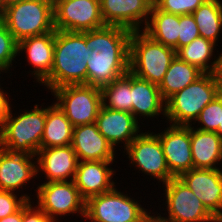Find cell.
Returning <instances> with one entry per match:
<instances>
[{"mask_svg":"<svg viewBox=\"0 0 222 222\" xmlns=\"http://www.w3.org/2000/svg\"><path fill=\"white\" fill-rule=\"evenodd\" d=\"M132 31L105 25L86 31V47L92 50L87 59V84L102 88L129 71Z\"/></svg>","mask_w":222,"mask_h":222,"instance_id":"6da1fadb","label":"cell"},{"mask_svg":"<svg viewBox=\"0 0 222 222\" xmlns=\"http://www.w3.org/2000/svg\"><path fill=\"white\" fill-rule=\"evenodd\" d=\"M91 53L86 47V31L56 30L53 66L42 86L51 92L66 85L87 84V59Z\"/></svg>","mask_w":222,"mask_h":222,"instance_id":"7a4b0ae2","label":"cell"},{"mask_svg":"<svg viewBox=\"0 0 222 222\" xmlns=\"http://www.w3.org/2000/svg\"><path fill=\"white\" fill-rule=\"evenodd\" d=\"M221 92L217 73H204L165 101L167 123L175 126L193 125L202 109Z\"/></svg>","mask_w":222,"mask_h":222,"instance_id":"3957f363","label":"cell"},{"mask_svg":"<svg viewBox=\"0 0 222 222\" xmlns=\"http://www.w3.org/2000/svg\"><path fill=\"white\" fill-rule=\"evenodd\" d=\"M10 108L6 122L0 130V147L8 152L28 153L36 156L41 149V140L46 120V106L38 104L18 116Z\"/></svg>","mask_w":222,"mask_h":222,"instance_id":"277c9868","label":"cell"},{"mask_svg":"<svg viewBox=\"0 0 222 222\" xmlns=\"http://www.w3.org/2000/svg\"><path fill=\"white\" fill-rule=\"evenodd\" d=\"M176 51L151 39L142 30L130 37L129 71L150 83L160 85Z\"/></svg>","mask_w":222,"mask_h":222,"instance_id":"5b68a950","label":"cell"},{"mask_svg":"<svg viewBox=\"0 0 222 222\" xmlns=\"http://www.w3.org/2000/svg\"><path fill=\"white\" fill-rule=\"evenodd\" d=\"M2 21L18 43L31 36L56 31L53 5L47 0H25L9 4Z\"/></svg>","mask_w":222,"mask_h":222,"instance_id":"8992f818","label":"cell"},{"mask_svg":"<svg viewBox=\"0 0 222 222\" xmlns=\"http://www.w3.org/2000/svg\"><path fill=\"white\" fill-rule=\"evenodd\" d=\"M118 190H112L89 198L85 204V217L90 222H140L150 211L140 202ZM139 202V203H138ZM146 210V211H145Z\"/></svg>","mask_w":222,"mask_h":222,"instance_id":"52a82bcc","label":"cell"},{"mask_svg":"<svg viewBox=\"0 0 222 222\" xmlns=\"http://www.w3.org/2000/svg\"><path fill=\"white\" fill-rule=\"evenodd\" d=\"M51 94L74 127L96 123L103 105L101 88L88 84L66 85L53 89Z\"/></svg>","mask_w":222,"mask_h":222,"instance_id":"ba28073f","label":"cell"},{"mask_svg":"<svg viewBox=\"0 0 222 222\" xmlns=\"http://www.w3.org/2000/svg\"><path fill=\"white\" fill-rule=\"evenodd\" d=\"M36 204L53 221L76 214L85 217L86 201L72 181L43 182L36 185ZM68 214V215H67ZM79 214V215H78ZM83 216V217H82Z\"/></svg>","mask_w":222,"mask_h":222,"instance_id":"9c48e42d","label":"cell"},{"mask_svg":"<svg viewBox=\"0 0 222 222\" xmlns=\"http://www.w3.org/2000/svg\"><path fill=\"white\" fill-rule=\"evenodd\" d=\"M128 155L129 163L137 170L155 178L156 181L166 184L174 176L170 173L163 148L156 132L145 131L139 135L124 149Z\"/></svg>","mask_w":222,"mask_h":222,"instance_id":"30bf717a","label":"cell"},{"mask_svg":"<svg viewBox=\"0 0 222 222\" xmlns=\"http://www.w3.org/2000/svg\"><path fill=\"white\" fill-rule=\"evenodd\" d=\"M162 187L168 216L165 218L171 222H212L215 218L179 177L170 179Z\"/></svg>","mask_w":222,"mask_h":222,"instance_id":"8fae6325","label":"cell"},{"mask_svg":"<svg viewBox=\"0 0 222 222\" xmlns=\"http://www.w3.org/2000/svg\"><path fill=\"white\" fill-rule=\"evenodd\" d=\"M53 13L55 30L84 32L105 26L100 0H60Z\"/></svg>","mask_w":222,"mask_h":222,"instance_id":"7c38bea8","label":"cell"},{"mask_svg":"<svg viewBox=\"0 0 222 222\" xmlns=\"http://www.w3.org/2000/svg\"><path fill=\"white\" fill-rule=\"evenodd\" d=\"M152 6L153 0H100L105 25L121 26L131 31L144 29Z\"/></svg>","mask_w":222,"mask_h":222,"instance_id":"4fadbf2b","label":"cell"},{"mask_svg":"<svg viewBox=\"0 0 222 222\" xmlns=\"http://www.w3.org/2000/svg\"><path fill=\"white\" fill-rule=\"evenodd\" d=\"M168 125L164 131L156 135L160 139L170 173L174 177H179L182 173L194 168L191 152L190 125Z\"/></svg>","mask_w":222,"mask_h":222,"instance_id":"5bb4252c","label":"cell"},{"mask_svg":"<svg viewBox=\"0 0 222 222\" xmlns=\"http://www.w3.org/2000/svg\"><path fill=\"white\" fill-rule=\"evenodd\" d=\"M179 178L214 215L222 216V169L193 168Z\"/></svg>","mask_w":222,"mask_h":222,"instance_id":"9a60e30c","label":"cell"},{"mask_svg":"<svg viewBox=\"0 0 222 222\" xmlns=\"http://www.w3.org/2000/svg\"><path fill=\"white\" fill-rule=\"evenodd\" d=\"M35 176H38L36 156L8 152L0 147V190L17 193Z\"/></svg>","mask_w":222,"mask_h":222,"instance_id":"2e32d148","label":"cell"},{"mask_svg":"<svg viewBox=\"0 0 222 222\" xmlns=\"http://www.w3.org/2000/svg\"><path fill=\"white\" fill-rule=\"evenodd\" d=\"M37 175L46 176V182L72 181L78 158L71 145L41 148L36 153Z\"/></svg>","mask_w":222,"mask_h":222,"instance_id":"e0dca14e","label":"cell"},{"mask_svg":"<svg viewBox=\"0 0 222 222\" xmlns=\"http://www.w3.org/2000/svg\"><path fill=\"white\" fill-rule=\"evenodd\" d=\"M139 124L132 113L111 110L103 105L96 118L99 132L114 149L120 143L125 149L142 132Z\"/></svg>","mask_w":222,"mask_h":222,"instance_id":"ac0fdd59","label":"cell"},{"mask_svg":"<svg viewBox=\"0 0 222 222\" xmlns=\"http://www.w3.org/2000/svg\"><path fill=\"white\" fill-rule=\"evenodd\" d=\"M113 163V161L78 162L73 182L85 201L116 186L112 180L116 171L110 166Z\"/></svg>","mask_w":222,"mask_h":222,"instance_id":"d6986e66","label":"cell"},{"mask_svg":"<svg viewBox=\"0 0 222 222\" xmlns=\"http://www.w3.org/2000/svg\"><path fill=\"white\" fill-rule=\"evenodd\" d=\"M71 146L78 161H114V147L99 132L96 123L75 126Z\"/></svg>","mask_w":222,"mask_h":222,"instance_id":"ffe728a7","label":"cell"},{"mask_svg":"<svg viewBox=\"0 0 222 222\" xmlns=\"http://www.w3.org/2000/svg\"><path fill=\"white\" fill-rule=\"evenodd\" d=\"M54 43L55 31L31 36L18 43V56L25 52L27 55L25 58L33 67L30 74L36 83H42L50 75L53 66Z\"/></svg>","mask_w":222,"mask_h":222,"instance_id":"44dd1931","label":"cell"},{"mask_svg":"<svg viewBox=\"0 0 222 222\" xmlns=\"http://www.w3.org/2000/svg\"><path fill=\"white\" fill-rule=\"evenodd\" d=\"M132 114L139 121L141 116L151 120L159 115H166V103L158 85L137 77L131 72ZM140 116V117H139ZM158 116V117H157Z\"/></svg>","mask_w":222,"mask_h":222,"instance_id":"7402d4cb","label":"cell"},{"mask_svg":"<svg viewBox=\"0 0 222 222\" xmlns=\"http://www.w3.org/2000/svg\"><path fill=\"white\" fill-rule=\"evenodd\" d=\"M190 125L192 161L197 169H218L222 166V138L211 131H201Z\"/></svg>","mask_w":222,"mask_h":222,"instance_id":"603a6c76","label":"cell"},{"mask_svg":"<svg viewBox=\"0 0 222 222\" xmlns=\"http://www.w3.org/2000/svg\"><path fill=\"white\" fill-rule=\"evenodd\" d=\"M142 31L154 41L178 50L179 15L163 12L153 4Z\"/></svg>","mask_w":222,"mask_h":222,"instance_id":"cb8c5ba5","label":"cell"},{"mask_svg":"<svg viewBox=\"0 0 222 222\" xmlns=\"http://www.w3.org/2000/svg\"><path fill=\"white\" fill-rule=\"evenodd\" d=\"M46 107L41 148L71 145L74 126L54 102Z\"/></svg>","mask_w":222,"mask_h":222,"instance_id":"d4e9b609","label":"cell"},{"mask_svg":"<svg viewBox=\"0 0 222 222\" xmlns=\"http://www.w3.org/2000/svg\"><path fill=\"white\" fill-rule=\"evenodd\" d=\"M216 46L218 44L199 36L188 45L179 48L176 51V56L196 66L204 73H217L220 57L214 55Z\"/></svg>","mask_w":222,"mask_h":222,"instance_id":"484cf974","label":"cell"},{"mask_svg":"<svg viewBox=\"0 0 222 222\" xmlns=\"http://www.w3.org/2000/svg\"><path fill=\"white\" fill-rule=\"evenodd\" d=\"M203 74L204 72L196 66L175 56L164 75L163 81L158 86L162 98L166 101L173 94L181 91Z\"/></svg>","mask_w":222,"mask_h":222,"instance_id":"4316f807","label":"cell"},{"mask_svg":"<svg viewBox=\"0 0 222 222\" xmlns=\"http://www.w3.org/2000/svg\"><path fill=\"white\" fill-rule=\"evenodd\" d=\"M192 16L199 29V35L217 44L222 32V1L206 0Z\"/></svg>","mask_w":222,"mask_h":222,"instance_id":"83f0119b","label":"cell"},{"mask_svg":"<svg viewBox=\"0 0 222 222\" xmlns=\"http://www.w3.org/2000/svg\"><path fill=\"white\" fill-rule=\"evenodd\" d=\"M103 106L117 111L132 113L131 72L101 88ZM108 99V100H107Z\"/></svg>","mask_w":222,"mask_h":222,"instance_id":"f1b7e54d","label":"cell"},{"mask_svg":"<svg viewBox=\"0 0 222 222\" xmlns=\"http://www.w3.org/2000/svg\"><path fill=\"white\" fill-rule=\"evenodd\" d=\"M195 123H199L198 126L201 123L196 127L201 131L215 132L222 127V92L202 109Z\"/></svg>","mask_w":222,"mask_h":222,"instance_id":"f546056e","label":"cell"},{"mask_svg":"<svg viewBox=\"0 0 222 222\" xmlns=\"http://www.w3.org/2000/svg\"><path fill=\"white\" fill-rule=\"evenodd\" d=\"M18 56V42L11 32L7 29L5 23L0 21V71L10 72L12 63L16 62Z\"/></svg>","mask_w":222,"mask_h":222,"instance_id":"4dcf8cb0","label":"cell"},{"mask_svg":"<svg viewBox=\"0 0 222 222\" xmlns=\"http://www.w3.org/2000/svg\"><path fill=\"white\" fill-rule=\"evenodd\" d=\"M206 0H153L161 11L176 15L192 14Z\"/></svg>","mask_w":222,"mask_h":222,"instance_id":"1f68e13d","label":"cell"},{"mask_svg":"<svg viewBox=\"0 0 222 222\" xmlns=\"http://www.w3.org/2000/svg\"><path fill=\"white\" fill-rule=\"evenodd\" d=\"M16 194V192L0 190V219L15 213L26 201L32 199L29 194Z\"/></svg>","mask_w":222,"mask_h":222,"instance_id":"d6a6232c","label":"cell"},{"mask_svg":"<svg viewBox=\"0 0 222 222\" xmlns=\"http://www.w3.org/2000/svg\"><path fill=\"white\" fill-rule=\"evenodd\" d=\"M199 36V29L192 14L179 15L178 49Z\"/></svg>","mask_w":222,"mask_h":222,"instance_id":"836d02e7","label":"cell"},{"mask_svg":"<svg viewBox=\"0 0 222 222\" xmlns=\"http://www.w3.org/2000/svg\"><path fill=\"white\" fill-rule=\"evenodd\" d=\"M32 202L33 200L26 201L22 205V222H53L44 211L37 205L34 206V202Z\"/></svg>","mask_w":222,"mask_h":222,"instance_id":"e575fe53","label":"cell"},{"mask_svg":"<svg viewBox=\"0 0 222 222\" xmlns=\"http://www.w3.org/2000/svg\"><path fill=\"white\" fill-rule=\"evenodd\" d=\"M4 91L6 90H4L0 85V130L3 128L4 123L6 122L10 108L12 106L11 101L9 99L10 93Z\"/></svg>","mask_w":222,"mask_h":222,"instance_id":"d590c367","label":"cell"},{"mask_svg":"<svg viewBox=\"0 0 222 222\" xmlns=\"http://www.w3.org/2000/svg\"><path fill=\"white\" fill-rule=\"evenodd\" d=\"M154 214L153 216L151 215V211L150 212H147L143 217L142 219L140 220V222H171L170 220H168L167 218L161 216L160 213H156L157 216H155L156 214L155 213H152Z\"/></svg>","mask_w":222,"mask_h":222,"instance_id":"8d00e7d4","label":"cell"},{"mask_svg":"<svg viewBox=\"0 0 222 222\" xmlns=\"http://www.w3.org/2000/svg\"><path fill=\"white\" fill-rule=\"evenodd\" d=\"M0 222H22V206L15 213L0 219Z\"/></svg>","mask_w":222,"mask_h":222,"instance_id":"74e56055","label":"cell"},{"mask_svg":"<svg viewBox=\"0 0 222 222\" xmlns=\"http://www.w3.org/2000/svg\"><path fill=\"white\" fill-rule=\"evenodd\" d=\"M219 55L220 59H219V68H218V71H217V76L219 78V83H220V86H221V91H222V52L219 54H217V56Z\"/></svg>","mask_w":222,"mask_h":222,"instance_id":"f35d334b","label":"cell"},{"mask_svg":"<svg viewBox=\"0 0 222 222\" xmlns=\"http://www.w3.org/2000/svg\"><path fill=\"white\" fill-rule=\"evenodd\" d=\"M5 9H6L5 1L4 0H0V21L3 20Z\"/></svg>","mask_w":222,"mask_h":222,"instance_id":"ab89813d","label":"cell"},{"mask_svg":"<svg viewBox=\"0 0 222 222\" xmlns=\"http://www.w3.org/2000/svg\"><path fill=\"white\" fill-rule=\"evenodd\" d=\"M6 6H8L9 4L15 3V2H19V1H25V0H4Z\"/></svg>","mask_w":222,"mask_h":222,"instance_id":"60d3db41","label":"cell"},{"mask_svg":"<svg viewBox=\"0 0 222 222\" xmlns=\"http://www.w3.org/2000/svg\"><path fill=\"white\" fill-rule=\"evenodd\" d=\"M212 222H222V216H215Z\"/></svg>","mask_w":222,"mask_h":222,"instance_id":"b9f144b4","label":"cell"},{"mask_svg":"<svg viewBox=\"0 0 222 222\" xmlns=\"http://www.w3.org/2000/svg\"><path fill=\"white\" fill-rule=\"evenodd\" d=\"M215 132L222 138V127H218Z\"/></svg>","mask_w":222,"mask_h":222,"instance_id":"7bdbcfd3","label":"cell"},{"mask_svg":"<svg viewBox=\"0 0 222 222\" xmlns=\"http://www.w3.org/2000/svg\"><path fill=\"white\" fill-rule=\"evenodd\" d=\"M47 1H49L52 5H55L60 0H47Z\"/></svg>","mask_w":222,"mask_h":222,"instance_id":"ee69618b","label":"cell"}]
</instances>
